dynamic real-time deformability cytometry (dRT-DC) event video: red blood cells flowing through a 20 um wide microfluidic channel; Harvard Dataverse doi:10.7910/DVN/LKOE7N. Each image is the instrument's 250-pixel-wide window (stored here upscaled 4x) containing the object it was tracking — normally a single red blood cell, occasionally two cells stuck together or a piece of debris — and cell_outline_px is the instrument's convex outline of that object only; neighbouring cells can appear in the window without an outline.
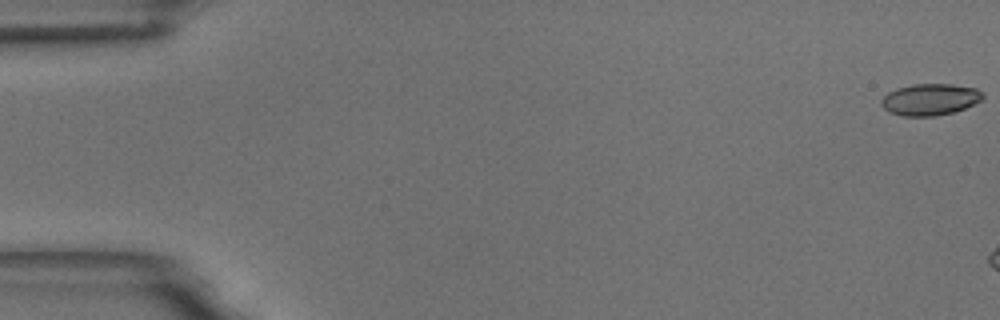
{"species": "common noctule bat (a hibernating species)", "species_latin": "Nyctalus noctula", "temperature_condition": "room temperature", "stored_images_in_passage": 18, "camera_frame_rate_fps": 3000, "um_per_image_px": 0.085, "animal": {"sex": "male", "body_mass_g": 18.8}, "frame": {"image": 1, "passage_image": 1, "time_ms": 0.0, "image_size_px": [1000, 320], "cell_outline_px": [[984, 96], [980, 100], [964, 108], [952, 112], [936, 116], [904, 116], [888, 112], [880, 104], [880, 100], [888, 92], [896, 88], [912, 84], [952, 84], [976, 88], [984, 92]], "centroid_in_image_um": [79.02, 8.45], "position_along_channel_um": 6.0, "area_um2": 18.73}}
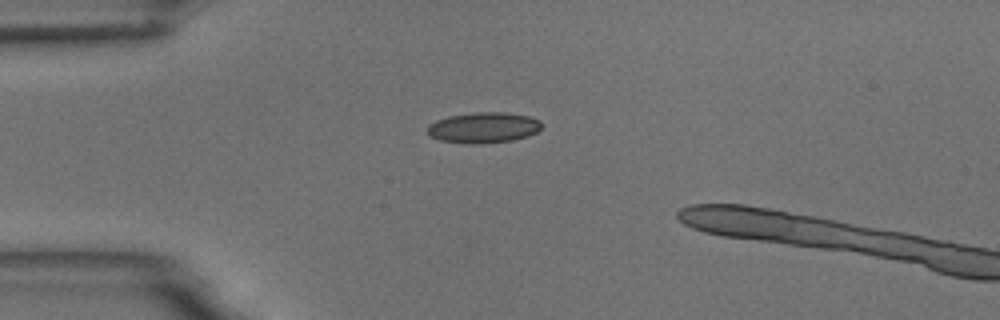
{"frame": {"image": 2, "passage_image": 15, "time_ms": 4.667, "image_size_px": [1000, 320], "cell_outline_px": [[540, 128], [536, 132], [528, 136], [512, 140], [472, 144], [440, 140], [428, 136], [428, 124], [436, 120], [448, 116], [476, 112], [504, 112], [528, 116], [540, 120]], "centroid_in_image_um": [41.07, 10.84], "position_along_channel_um": 43.9, "area_um2": 20.29}}